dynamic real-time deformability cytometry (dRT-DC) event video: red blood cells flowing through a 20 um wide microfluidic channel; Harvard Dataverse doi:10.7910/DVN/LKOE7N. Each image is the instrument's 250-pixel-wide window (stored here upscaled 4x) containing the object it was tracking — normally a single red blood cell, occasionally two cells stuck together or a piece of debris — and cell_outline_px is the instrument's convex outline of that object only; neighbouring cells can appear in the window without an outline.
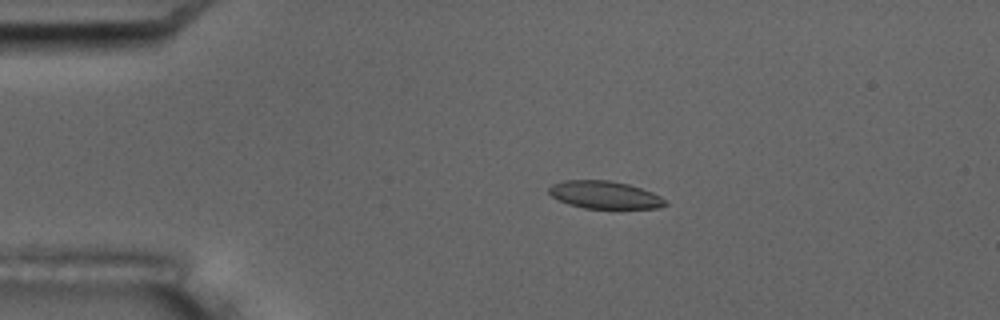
{"species": "common noctule bat (a hibernating species)", "species_latin": "Nyctalus noctula", "temperature_condition": "room temperature", "stored_images_in_passage": 7, "camera_frame_rate_fps": 3000, "um_per_image_px": 0.085, "animal": {"sex": "male", "body_mass_g": 17.5, "forearm_length_mm": 52.3}, "frame": {"image": 1, "passage_image": 4, "time_ms": 3.667, "image_size_px": [1000, 320], "cell_outline_px": [[668, 204], [660, 208], [584, 208], [568, 204], [552, 196], [548, 192], [548, 188], [552, 184], [564, 180], [608, 180], [628, 184], [652, 192], [660, 196]], "centroid_in_image_um": [51.38, 16.56], "position_along_channel_um": 33.6, "area_um2": 18.61}}